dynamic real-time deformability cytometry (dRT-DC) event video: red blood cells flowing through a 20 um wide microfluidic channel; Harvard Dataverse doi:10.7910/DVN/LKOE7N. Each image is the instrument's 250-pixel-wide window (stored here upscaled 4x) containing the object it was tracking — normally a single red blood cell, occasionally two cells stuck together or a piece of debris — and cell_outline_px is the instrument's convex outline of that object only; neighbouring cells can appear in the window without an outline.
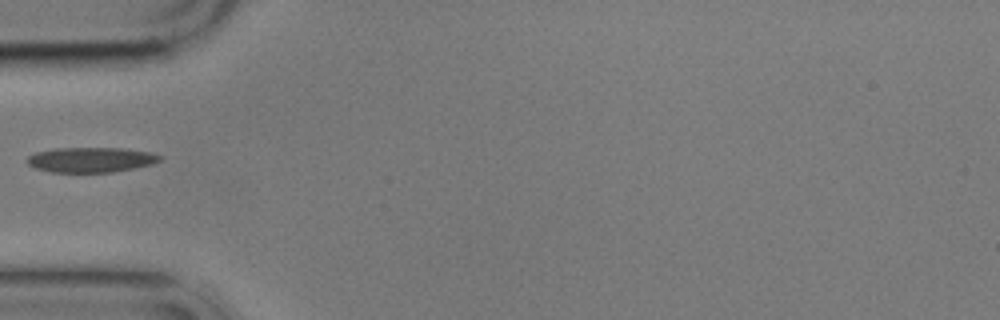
{"species": "common noctule bat (a hibernating species)", "species_latin": "Nyctalus noctula", "temperature_condition": "cold", "stored_images_in_passage": 8, "camera_frame_rate_fps": 3000, "um_per_image_px": 0.085, "animal": {"sex": "male", "body_mass_g": 17.9}, "frame": {"image": 1, "passage_image": 6, "time_ms": 5.667, "image_size_px": [1000, 320], "cell_outline_px": [[164, 156], [160, 160], [152, 164], [112, 172], [52, 172], [36, 168], [28, 164], [24, 160], [28, 156], [36, 152], [56, 148], [120, 148], [148, 152]], "centroid_in_image_um": [7.69, 13.57], "position_along_channel_um": 77.3, "area_um2": 19.25}}
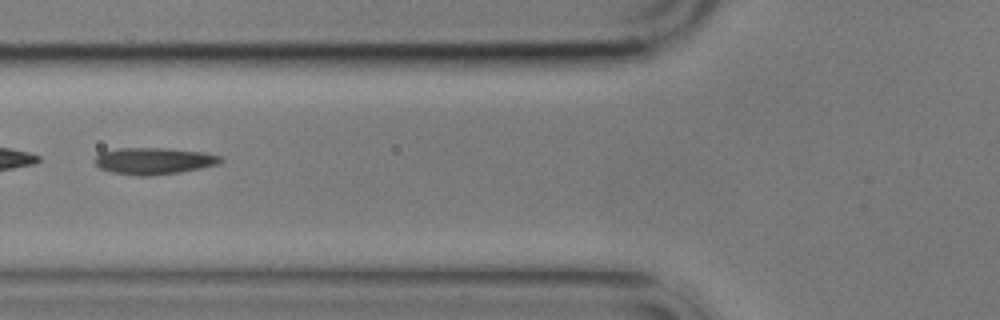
{"frame": {"image": 2, "passage_image": 7, "time_ms": 6.667, "image_size_px": [1000, 320], "cell_outline_px": [[224, 160], [220, 164], [180, 172], [148, 176], [136, 176], [112, 172], [100, 168], [92, 160], [100, 152], [116, 148], [168, 148], [204, 152], [220, 156]], "centroid_in_image_um": [13.06, 13.67], "position_along_channel_um": 112.7, "area_um2": 19.77}}
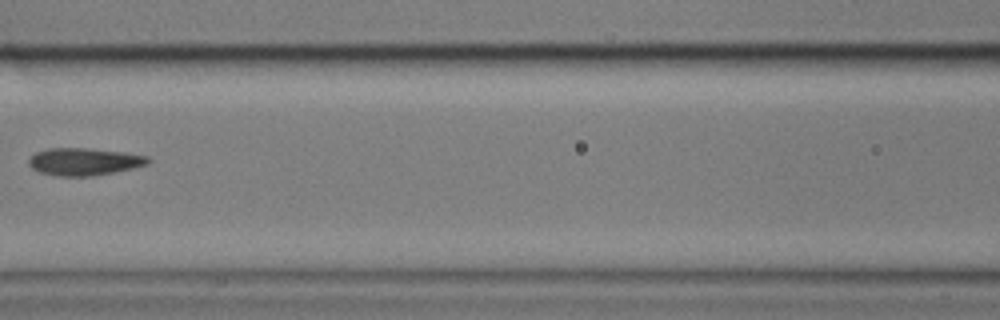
{"frame": {"image": 3, "passage_image": 8, "time_ms": 8.0, "image_size_px": [1000, 320], "cell_outline_px": [[152, 160], [148, 164], [132, 168], [92, 176], [60, 176], [40, 172], [32, 168], [28, 164], [28, 160], [36, 152], [48, 148], [88, 148], [124, 152], [148, 156]], "centroid_in_image_um": [7.16, 13.73], "position_along_channel_um": 159.4, "area_um2": 18.96}}